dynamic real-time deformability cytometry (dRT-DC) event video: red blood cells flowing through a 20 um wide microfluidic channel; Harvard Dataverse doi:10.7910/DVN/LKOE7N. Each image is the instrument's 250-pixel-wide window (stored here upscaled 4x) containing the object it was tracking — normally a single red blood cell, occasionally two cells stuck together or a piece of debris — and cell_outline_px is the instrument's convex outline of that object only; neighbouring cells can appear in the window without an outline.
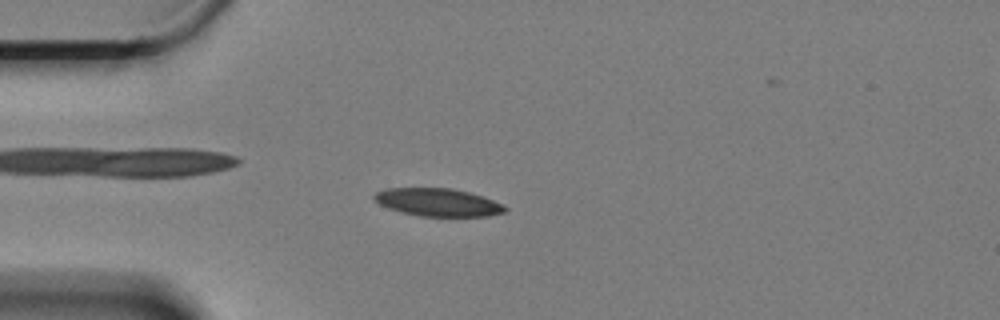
{"species": "Egyptian fruit bat (a non-hibernating species)", "species_latin": "Rousettus aegyptiacus", "temperature_condition": "cold", "stored_images_in_passage": 60, "camera_frame_rate_fps": 3000, "um_per_image_px": 0.085, "animal": {"sex": "female"}, "frame": {"image": 1, "passage_image": 15, "time_ms": 4.667, "image_size_px": [1000, 320], "cell_outline_px": [[508, 208], [504, 212], [488, 216], [420, 216], [400, 212], [388, 208], [380, 204], [372, 196], [376, 192], [384, 188], [452, 188], [468, 192], [504, 204]], "centroid_in_image_um": [37.2, 17.19], "position_along_channel_um": 47.8, "area_um2": 21.15}}
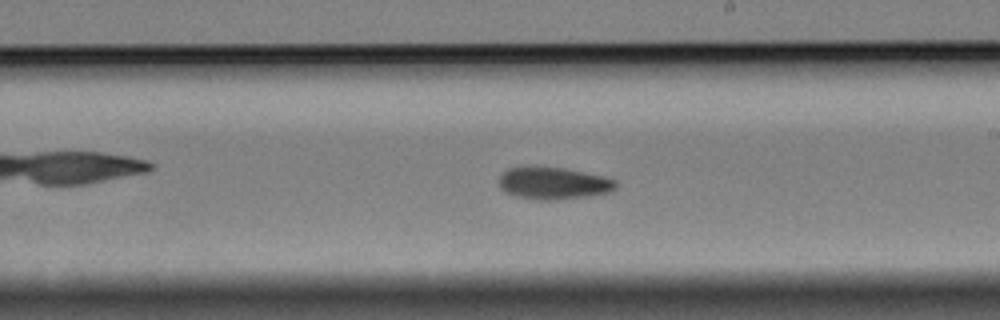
{"frame": {"image": 2, "passage_image": 34, "time_ms": 11.0, "image_size_px": [1000, 320], "cell_outline_px": [[616, 188], [612, 192], [592, 196], [560, 200], [536, 200], [516, 196], [504, 192], [500, 188], [500, 176], [508, 168], [564, 168], [604, 176], [616, 180]], "centroid_in_image_um": [47.1, 15.61], "position_along_channel_um": 241.9, "area_um2": 21.85}}
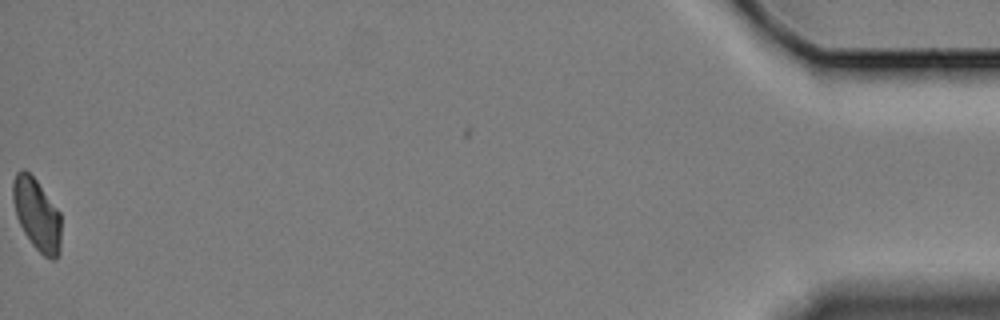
{"frame": {"image": 3, "passage_image": 60, "time_ms": 19.667, "image_size_px": [1000, 320], "cell_outline_px": [[60, 252], [56, 260], [52, 260], [44, 256], [32, 244], [24, 232], [16, 216], [12, 200], [12, 180], [16, 172], [20, 168], [24, 168], [36, 180], [60, 212]], "centroid_in_image_um": [3.11, 18.21], "position_along_channel_um": 432.1, "area_um2": 20.29}, "authors_computed_cell_mechanics": {"area_um2": 21.5594, "velocity_mm_per_s": 3.2954, "shape_relaxation_time_tau1_ms": 5.3657, "shape_relaxation_time_tau2_ms": null, "deformation_change_tau1": 0.1265, "deformation_change_tau2": null}}